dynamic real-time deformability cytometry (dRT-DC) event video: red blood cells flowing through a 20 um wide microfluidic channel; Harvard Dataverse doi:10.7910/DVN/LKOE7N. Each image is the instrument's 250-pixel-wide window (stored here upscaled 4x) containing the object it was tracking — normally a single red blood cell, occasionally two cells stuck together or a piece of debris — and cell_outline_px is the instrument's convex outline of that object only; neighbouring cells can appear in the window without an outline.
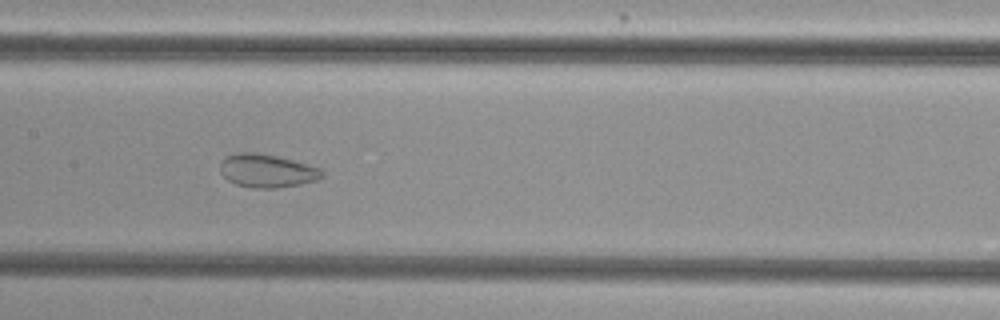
{"species": "common noctule bat (a hibernating species)", "species_latin": "Nyctalus noctula", "temperature_condition": "cold", "stored_images_in_passage": 42, "camera_frame_rate_fps": 3000, "um_per_image_px": 0.085, "animal": {"sex": "female", "body_mass_g": 29.2, "forearm_length_mm": 56.3}, "frame": {"image": 1, "passage_image": 18, "time_ms": 5.667, "image_size_px": [1000, 320], "cell_outline_px": [[324, 176], [316, 180], [300, 184], [276, 188], [252, 188], [236, 184], [228, 180], [220, 172], [220, 164], [228, 156], [236, 152], [256, 152], [276, 156], [292, 160], [320, 168], [324, 172]], "centroid_in_image_um": [22.69, 14.52], "position_along_channel_um": 184.7, "area_um2": 19.65}}
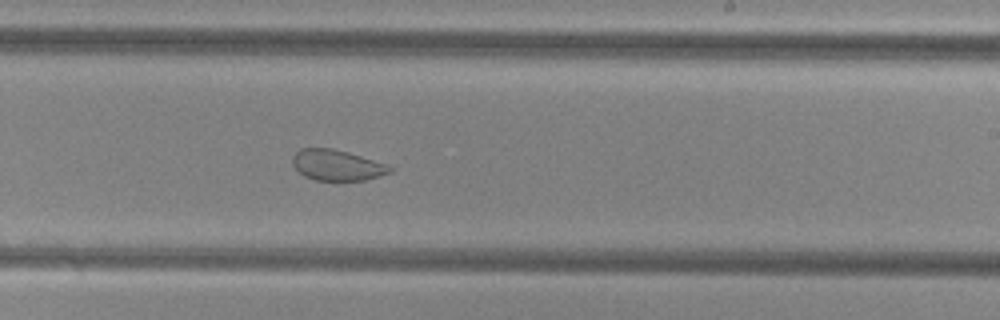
{"frame": {"image": 2, "passage_image": 24, "time_ms": 7.667, "image_size_px": [1000, 320], "cell_outline_px": [[392, 172], [380, 176], [364, 180], [316, 180], [304, 176], [292, 164], [292, 156], [300, 148], [332, 148], [348, 152], [388, 164], [392, 168]], "centroid_in_image_um": [28.65, 14.03], "position_along_channel_um": 260.4, "area_um2": 17.46}}
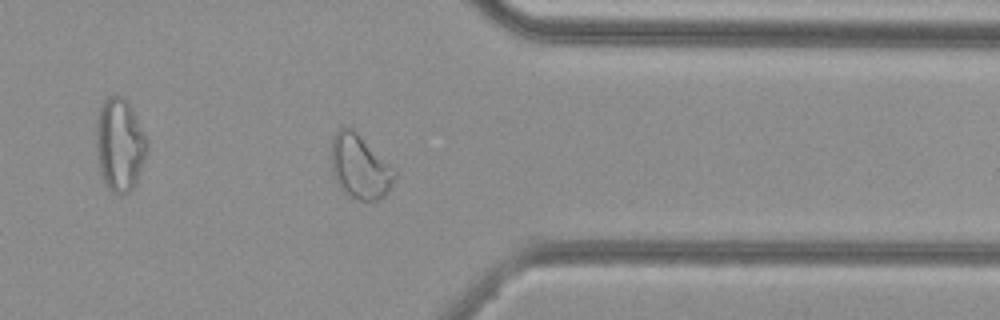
{"frame": {"image": 3, "passage_image": 34, "time_ms": 11.0, "image_size_px": [1000, 320], "cell_outline_px": [[396, 176], [388, 192], [384, 196], [376, 200], [360, 200], [344, 196], [332, 176], [332, 140], [336, 132], [344, 124], [352, 128], [396, 172]], "centroid_in_image_um": [30.54, 14.21], "position_along_channel_um": 380.9, "area_um2": 23.52}}